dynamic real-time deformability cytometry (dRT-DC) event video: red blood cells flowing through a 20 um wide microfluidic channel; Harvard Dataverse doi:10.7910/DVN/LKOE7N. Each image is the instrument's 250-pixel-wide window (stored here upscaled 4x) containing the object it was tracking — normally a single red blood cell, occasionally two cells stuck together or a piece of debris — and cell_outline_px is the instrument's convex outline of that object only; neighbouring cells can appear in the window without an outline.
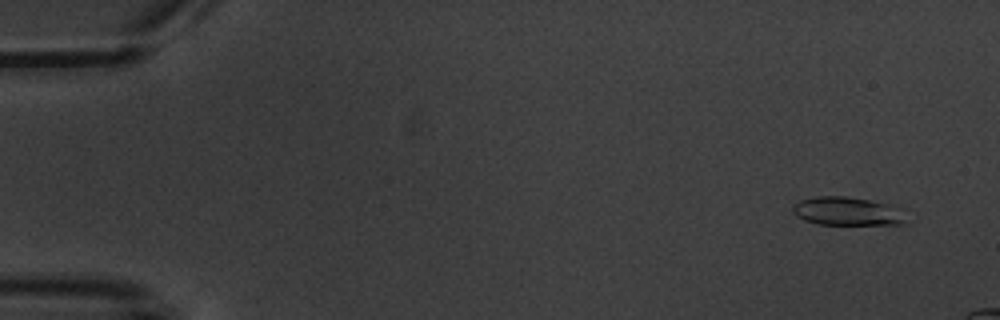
{"species": "common noctule bat (a hibernating species)", "species_latin": "Nyctalus noctula", "temperature_condition": "warm", "stored_images_in_passage": 5, "camera_frame_rate_fps": 3000, "um_per_image_px": 0.085, "animal": {"sex": "male", "body_mass_g": 20.1, "forearm_length_mm": 53.5}, "frame": {"image": 1, "passage_image": 1, "time_ms": 0.0, "image_size_px": [1000, 320], "cell_outline_px": [[904, 224], [820, 224], [804, 220], [796, 216], [792, 212], [792, 204], [800, 200], [816, 196], [844, 196], [868, 200], [904, 208]], "centroid_in_image_um": [71.99, 17.95], "position_along_channel_um": 13.0, "area_um2": 18.79}}